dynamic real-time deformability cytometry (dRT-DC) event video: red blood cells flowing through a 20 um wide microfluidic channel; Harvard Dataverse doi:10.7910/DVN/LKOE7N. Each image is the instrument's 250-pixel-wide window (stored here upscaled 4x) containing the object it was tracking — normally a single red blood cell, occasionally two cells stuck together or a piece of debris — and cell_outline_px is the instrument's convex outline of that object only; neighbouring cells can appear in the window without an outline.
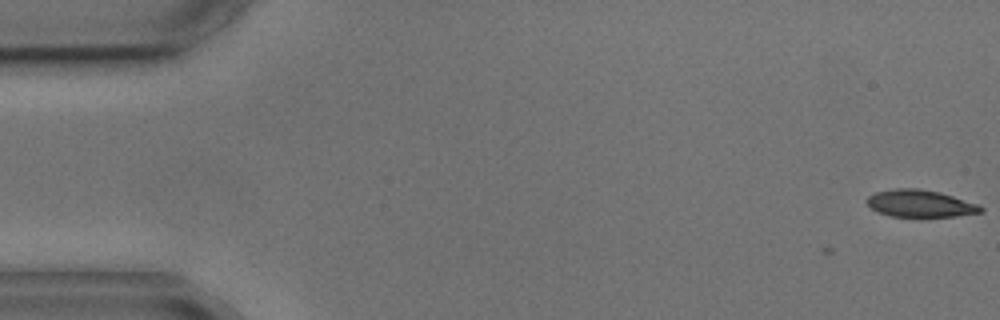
{"species": "common noctule bat (a hibernating species)", "species_latin": "Nyctalus noctula", "temperature_condition": "cold", "stored_images_in_passage": 2, "camera_frame_rate_fps": 3000, "um_per_image_px": 0.085, "animal": {"sex": "male", "body_mass_g": 17.9, "forearm_length_mm": 54.2}, "frame": {"image": 1, "passage_image": 2, "time_ms": 1.0, "image_size_px": [1000, 320], "cell_outline_px": [[984, 212], [956, 216], [892, 216], [876, 212], [864, 200], [868, 196], [876, 192], [892, 188], [920, 188], [940, 192], [976, 204], [984, 208]], "centroid_in_image_um": [78.18, 17.29], "position_along_channel_um": 6.8, "area_um2": 17.98}}